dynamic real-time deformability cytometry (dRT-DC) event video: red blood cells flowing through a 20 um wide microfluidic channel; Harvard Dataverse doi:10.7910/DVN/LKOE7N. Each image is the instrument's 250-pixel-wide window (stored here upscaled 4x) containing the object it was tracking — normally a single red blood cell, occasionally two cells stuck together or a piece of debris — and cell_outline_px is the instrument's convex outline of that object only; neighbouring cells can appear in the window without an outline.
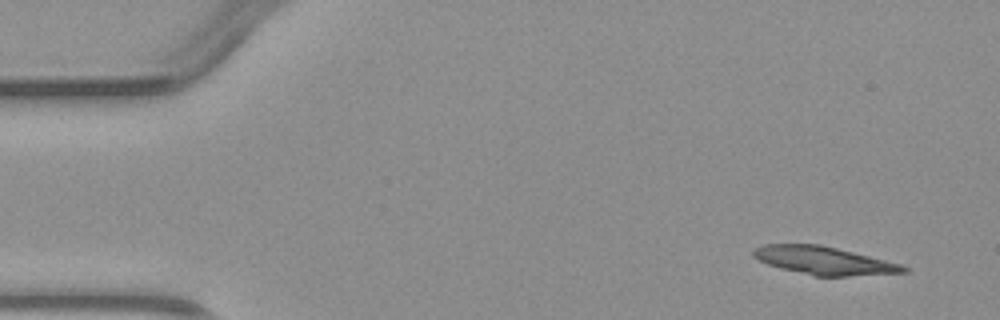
{"species": "common noctule bat (a hibernating species)", "species_latin": "Nyctalus noctula", "temperature_condition": "warm", "stored_images_in_passage": 3, "camera_frame_rate_fps": 3000, "um_per_image_px": 0.085, "animal": {"sex": "male", "body_mass_g": 23.1, "forearm_length_mm": 52.7}, "frame": {"image": 1, "passage_image": 1, "time_ms": 0.0, "image_size_px": [1000, 320], "cell_outline_px": [[908, 272], [848, 276], [812, 276], [780, 268], [768, 264], [752, 256], [752, 252], [756, 248], [764, 244], [820, 244], [900, 264], [908, 268]], "centroid_in_image_um": [70.0, 22.15], "position_along_channel_um": 15.0, "area_um2": 24.22}}